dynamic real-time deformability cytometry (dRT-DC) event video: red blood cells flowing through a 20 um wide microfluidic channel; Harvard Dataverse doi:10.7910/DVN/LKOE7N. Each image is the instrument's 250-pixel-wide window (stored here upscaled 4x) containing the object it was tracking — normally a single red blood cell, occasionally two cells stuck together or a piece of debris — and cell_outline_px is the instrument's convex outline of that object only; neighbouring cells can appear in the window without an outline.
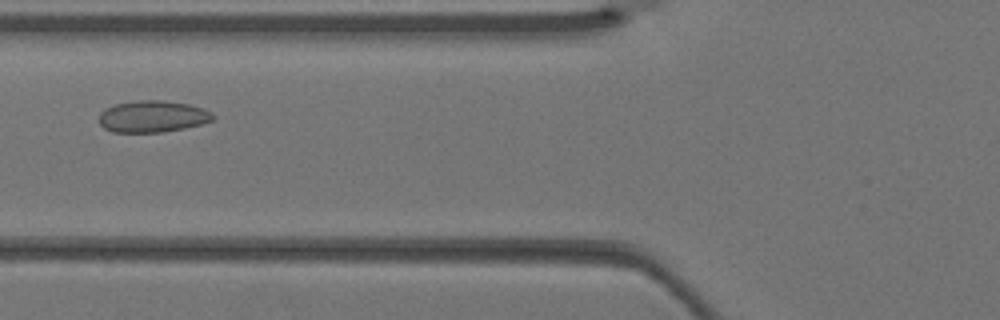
{"species": "Egyptian fruit bat (a non-hibernating species)", "species_latin": "Rousettus aegyptiacus", "temperature_condition": "warm", "stored_images_in_passage": 3, "camera_frame_rate_fps": 3000, "um_per_image_px": 0.085, "animal": {"sex": "female"}, "frame": {"image": 1, "passage_image": 3, "time_ms": 0.667, "image_size_px": [1000, 320], "cell_outline_px": [[216, 116], [212, 120], [200, 124], [184, 128], [164, 132], [112, 132], [104, 128], [100, 124], [100, 112], [104, 108], [116, 104], [136, 100], [160, 100], [188, 104], [204, 108], [212, 112]], "centroid_in_image_um": [12.97, 9.9], "position_along_channel_um": 112.8, "area_um2": 21.1}}